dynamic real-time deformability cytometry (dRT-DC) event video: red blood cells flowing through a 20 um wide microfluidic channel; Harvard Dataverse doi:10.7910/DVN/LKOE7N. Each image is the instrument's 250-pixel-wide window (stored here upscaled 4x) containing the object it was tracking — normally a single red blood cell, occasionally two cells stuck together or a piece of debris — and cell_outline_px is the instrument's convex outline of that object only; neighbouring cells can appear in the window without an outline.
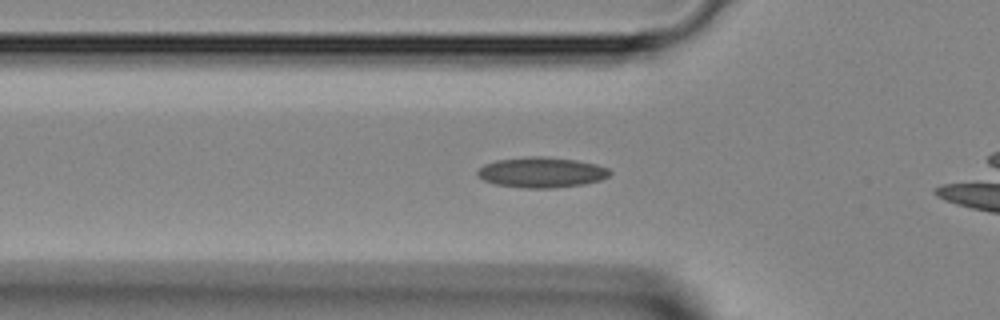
{"species": "Egyptian fruit bat (a non-hibernating species)", "species_latin": "Rousettus aegyptiacus", "temperature_condition": "room temperature", "stored_images_in_passage": 29, "camera_frame_rate_fps": 3000, "um_per_image_px": 0.085, "animal": {"sex": "female"}, "frame": {"image": 1, "passage_image": 7, "time_ms": 2.0, "image_size_px": [1000, 320], "cell_outline_px": [[612, 172], [608, 176], [600, 180], [584, 184], [556, 188], [524, 188], [496, 184], [484, 180], [476, 172], [484, 164], [496, 160], [528, 156], [540, 156], [576, 160], [596, 164], [608, 168]], "centroid_in_image_um": [46.04, 14.65], "position_along_channel_um": 79.8, "area_um2": 23.41}}
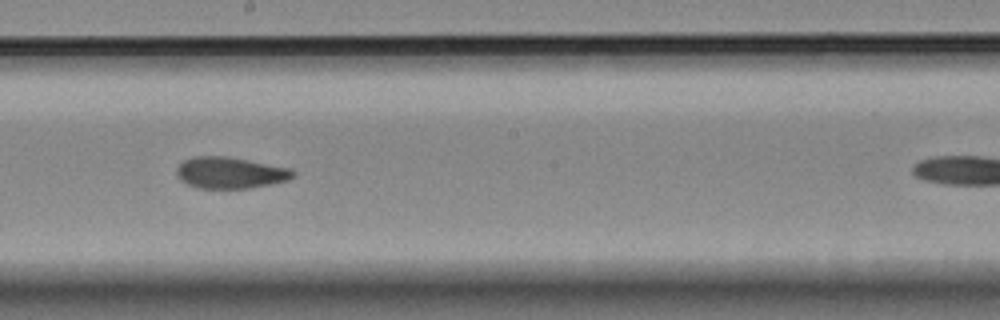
{"frame": {"image": 2, "passage_image": 17, "time_ms": 5.333, "image_size_px": [1000, 320], "cell_outline_px": [[296, 176], [288, 180], [248, 188], [200, 188], [188, 184], [180, 180], [176, 176], [176, 168], [184, 160], [196, 156], [228, 156], [292, 168], [296, 172]], "centroid_in_image_um": [19.58, 14.67], "position_along_channel_um": 228.6, "area_um2": 21.39}}
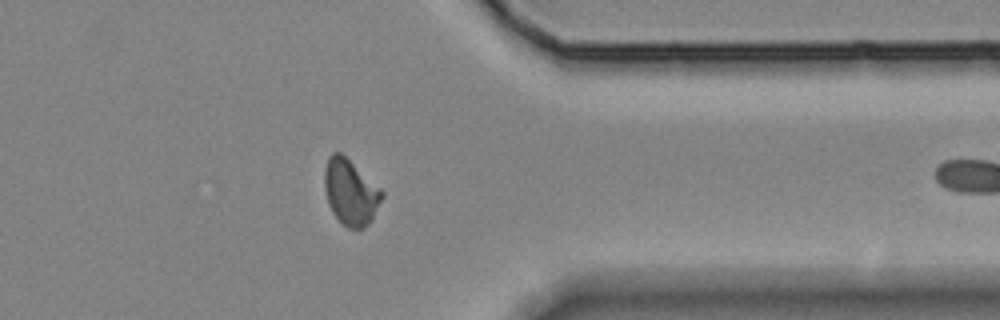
{"frame": {"image": 3, "passage_image": 28, "time_ms": 9.0, "image_size_px": [1000, 320], "cell_outline_px": [[384, 196], [372, 220], [364, 228], [348, 228], [332, 212], [328, 204], [324, 188], [324, 172], [328, 156], [332, 152], [340, 152], [380, 188], [384, 192]], "centroid_in_image_um": [29.79, 16.34], "position_along_channel_um": 381.6, "area_um2": 21.85}}